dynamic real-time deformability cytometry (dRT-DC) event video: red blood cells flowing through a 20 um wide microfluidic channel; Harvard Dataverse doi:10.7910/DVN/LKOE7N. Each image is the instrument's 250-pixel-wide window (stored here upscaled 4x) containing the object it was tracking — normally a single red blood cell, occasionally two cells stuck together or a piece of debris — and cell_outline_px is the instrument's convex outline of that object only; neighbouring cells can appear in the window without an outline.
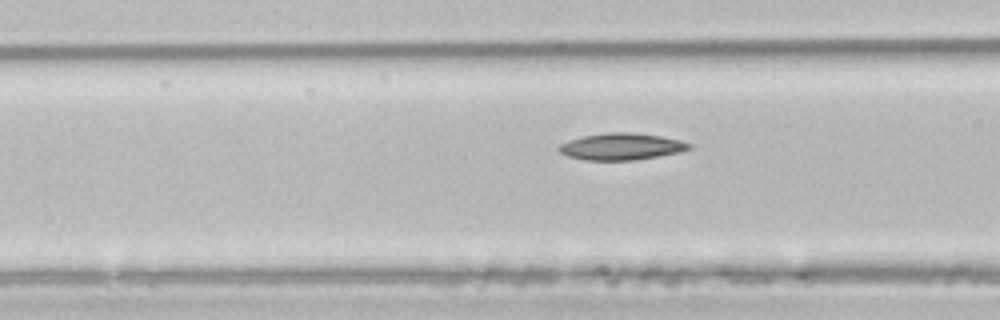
{"species": "common noctule bat (a hibernating species)", "species_latin": "Nyctalus noctula", "temperature_condition": "room temperature", "stored_images_in_passage": 13, "camera_frame_rate_fps": 3000, "um_per_image_px": 0.085, "animal": {"sex": "male", "body_mass_g": 21.5, "forearm_length_mm": 52.0}, "frame": {"image": 1, "passage_image": 10, "time_ms": 3.0, "image_size_px": [1000, 320], "cell_outline_px": [[692, 148], [680, 152], [632, 160], [584, 160], [568, 156], [560, 152], [556, 148], [560, 144], [568, 140], [584, 136], [608, 132], [632, 132], [660, 136], [680, 140], [692, 144]], "centroid_in_image_um": [52.8, 12.45], "position_along_channel_um": 113.8, "area_um2": 20.23}}